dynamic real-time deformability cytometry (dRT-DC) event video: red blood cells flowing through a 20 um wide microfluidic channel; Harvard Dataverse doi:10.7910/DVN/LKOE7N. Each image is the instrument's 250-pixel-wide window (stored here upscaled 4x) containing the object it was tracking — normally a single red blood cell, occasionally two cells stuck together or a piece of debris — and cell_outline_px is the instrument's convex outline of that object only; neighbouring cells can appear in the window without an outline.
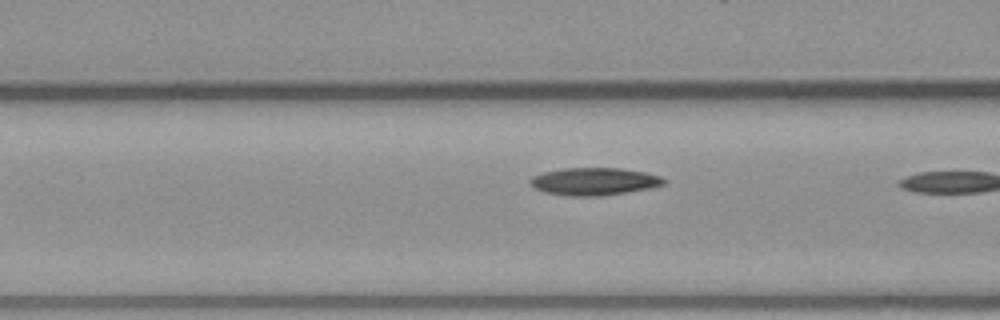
{"species": "common noctule bat (a hibernating species)", "species_latin": "Nyctalus noctula", "temperature_condition": "warm", "stored_images_in_passage": 5, "camera_frame_rate_fps": 3000, "um_per_image_px": 0.085, "animal": {"sex": "male", "body_mass_g": 23.1, "forearm_length_mm": 52.7}, "frame": {"image": 1, "passage_image": 4, "time_ms": 4.667, "image_size_px": [1000, 320], "cell_outline_px": [[668, 184], [648, 188], [624, 192], [596, 196], [572, 196], [544, 192], [536, 188], [528, 180], [532, 176], [544, 172], [564, 168], [620, 168], [644, 172], [660, 176], [668, 180]], "centroid_in_image_um": [50.53, 15.41], "position_along_channel_um": 116.1, "area_um2": 21.27}}